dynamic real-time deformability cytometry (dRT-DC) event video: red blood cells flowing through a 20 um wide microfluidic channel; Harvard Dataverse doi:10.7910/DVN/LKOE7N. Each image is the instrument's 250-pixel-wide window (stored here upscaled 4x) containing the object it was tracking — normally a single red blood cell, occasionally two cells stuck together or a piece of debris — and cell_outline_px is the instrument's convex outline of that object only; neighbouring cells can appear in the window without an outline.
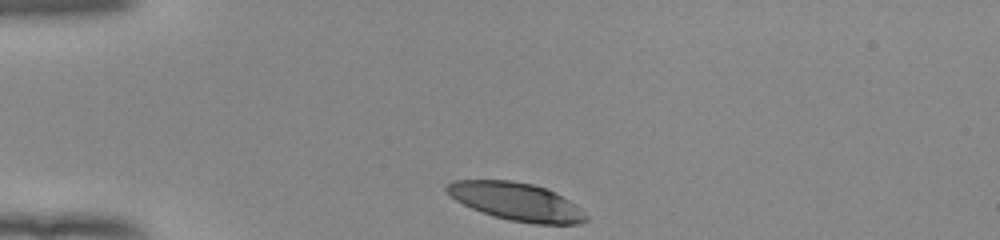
{"species": "human", "species_latin": "Homo sapiens", "temperature_condition": "room temperature", "stored_images_in_passage": 32, "camera_frame_rate_fps": 3000, "um_per_image_px": 0.085, "donor": {"sex": "female"}, "frame": {"image": 1, "passage_image": 1, "time_ms": 0.0, "image_size_px": [1000, 240], "cell_outline_px": [[588, 220], [580, 224], [536, 224], [508, 220], [492, 216], [472, 208], [456, 200], [444, 188], [452, 180], [512, 180], [532, 184], [548, 188], [568, 200], [580, 208], [588, 216]], "centroid_in_image_um": [43.91, 17.14], "position_along_channel_um": 41.1, "area_um2": 30.75}}
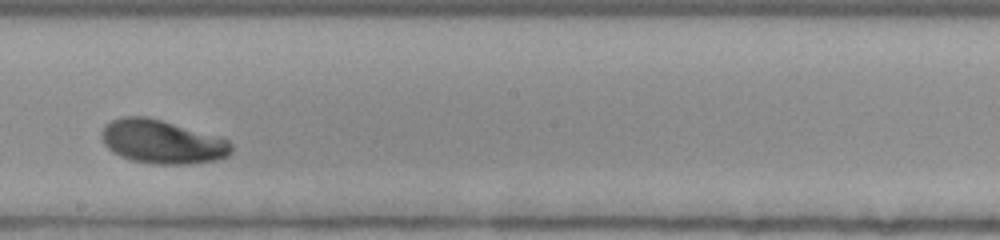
{"frame": {"image": 2, "passage_image": 19, "time_ms": 6.0, "image_size_px": [1000, 240], "cell_outline_px": [[232, 152], [228, 156], [216, 160], [188, 164], [156, 164], [132, 160], [120, 156], [112, 152], [104, 144], [100, 136], [100, 132], [112, 120], [120, 116], [148, 116], [224, 136], [232, 144]], "centroid_in_image_um": [13.82, 12.03], "position_along_channel_um": 234.4, "area_um2": 33.64}}
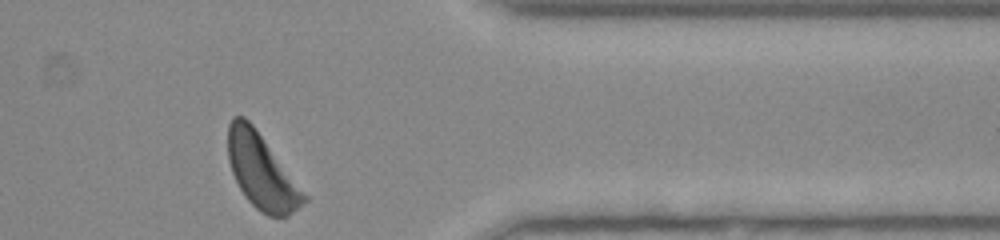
{"frame": {"image": 3, "passage_image": 32, "time_ms": 10.333, "image_size_px": [1000, 240], "cell_outline_px": [[308, 200], [288, 216], [268, 216], [260, 212], [244, 196], [232, 172], [228, 160], [228, 124], [232, 116], [244, 116], [252, 124], [308, 196]], "centroid_in_image_um": [22.23, 14.58], "position_along_channel_um": 389.2, "area_um2": 32.77}, "authors_computed_cell_mechanics": {"area_um2": 32.4258, "velocity_mm_per_s": 3.8851, "shape_relaxation_time_tau1_ms": 1.6245, "shape_relaxation_time_tau2_ms": null, "deformation_change_tau1": 0.1244, "deformation_change_tau2": null}}